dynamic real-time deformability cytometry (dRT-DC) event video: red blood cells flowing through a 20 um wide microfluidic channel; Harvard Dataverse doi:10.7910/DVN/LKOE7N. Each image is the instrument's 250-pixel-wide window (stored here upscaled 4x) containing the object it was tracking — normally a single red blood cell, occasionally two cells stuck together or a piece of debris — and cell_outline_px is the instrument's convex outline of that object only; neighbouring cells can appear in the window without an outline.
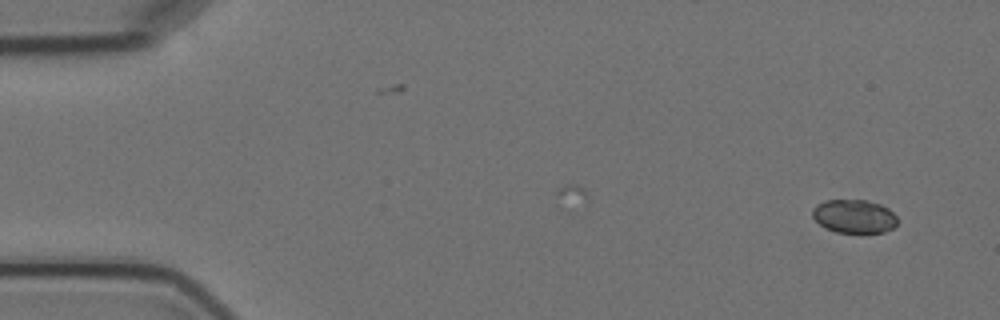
{"species": "Egyptian fruit bat (a non-hibernating species)", "species_latin": "Rousettus aegyptiacus", "temperature_condition": "cold", "stored_images_in_passage": 2, "camera_frame_rate_fps": 3000, "um_per_image_px": 0.085, "animal": {"sex": "female"}, "frame": {"image": 1, "passage_image": 2, "time_ms": 2.333, "image_size_px": [1000, 320], "cell_outline_px": [[896, 224], [892, 228], [884, 232], [836, 232], [824, 228], [812, 216], [812, 208], [816, 204], [824, 200], [868, 200], [880, 204], [888, 208], [896, 216]], "centroid_in_image_um": [72.57, 18.37], "position_along_channel_um": 12.4, "area_um2": 16.59}}